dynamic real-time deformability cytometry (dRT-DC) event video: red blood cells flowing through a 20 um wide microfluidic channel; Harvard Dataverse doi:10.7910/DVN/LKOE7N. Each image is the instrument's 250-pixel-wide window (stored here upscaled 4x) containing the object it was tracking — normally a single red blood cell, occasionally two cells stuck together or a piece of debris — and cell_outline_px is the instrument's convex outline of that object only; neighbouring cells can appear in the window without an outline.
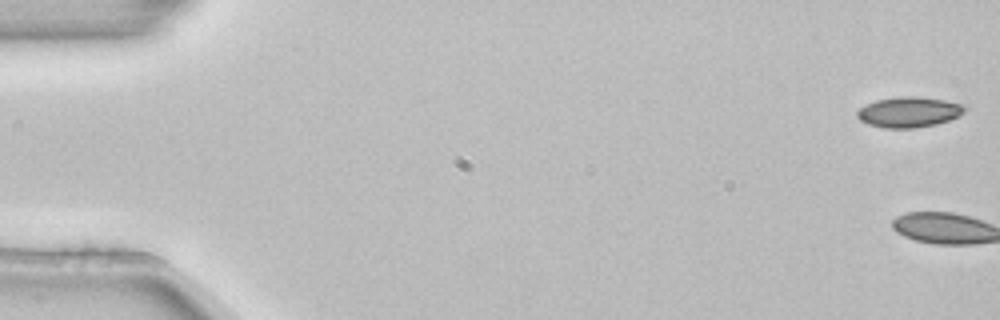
{"species": "common noctule bat (a hibernating species)", "species_latin": "Nyctalus noctula", "temperature_condition": "room temperature", "stored_images_in_passage": 4, "camera_frame_rate_fps": 3000, "um_per_image_px": 0.085, "animal": {"sex": "female", "body_mass_g": 22.7, "forearm_length_mm": 54.2}, "frame": {"image": 1, "passage_image": 1, "time_ms": 0.0, "image_size_px": [1000, 320], "cell_outline_px": [[968, 108], [960, 116], [936, 124], [916, 128], [884, 128], [868, 124], [860, 120], [856, 116], [856, 112], [860, 108], [876, 100], [900, 96], [916, 96], [944, 100], [960, 104]], "centroid_in_image_um": [77.26, 9.53], "position_along_channel_um": 7.7, "area_um2": 19.07}}